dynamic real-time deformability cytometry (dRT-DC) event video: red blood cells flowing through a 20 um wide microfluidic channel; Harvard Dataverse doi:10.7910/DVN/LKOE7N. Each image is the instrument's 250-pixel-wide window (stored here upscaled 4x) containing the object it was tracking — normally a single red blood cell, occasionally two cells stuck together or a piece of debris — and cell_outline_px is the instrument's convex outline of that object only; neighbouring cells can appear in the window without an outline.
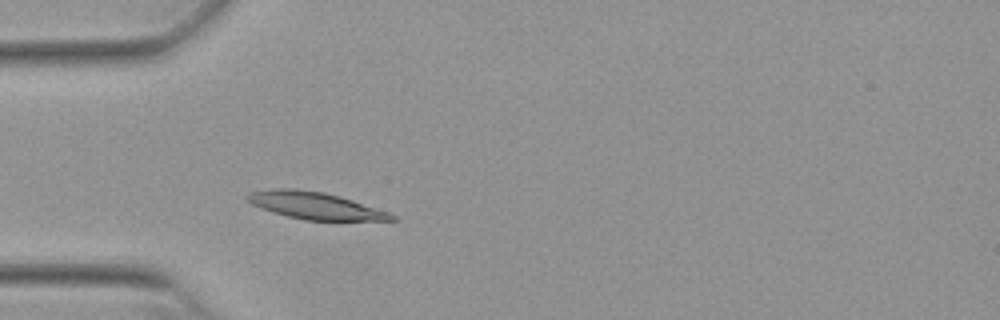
{"species": "Egyptian fruit bat (a non-hibernating species)", "species_latin": "Rousettus aegyptiacus", "temperature_condition": "warm", "stored_images_in_passage": 47, "camera_frame_rate_fps": 3000, "um_per_image_px": 0.085, "animal": {"sex": "female"}, "frame": {"image": 1, "passage_image": 10, "time_ms": 3.0, "image_size_px": [1000, 320], "cell_outline_px": [[400, 220], [304, 220], [272, 212], [260, 208], [244, 200], [244, 196], [248, 192], [272, 188], [292, 188], [324, 192], [340, 196], [388, 212], [396, 216]], "centroid_in_image_um": [26.71, 17.46], "position_along_channel_um": 58.3, "area_um2": 22.83}}
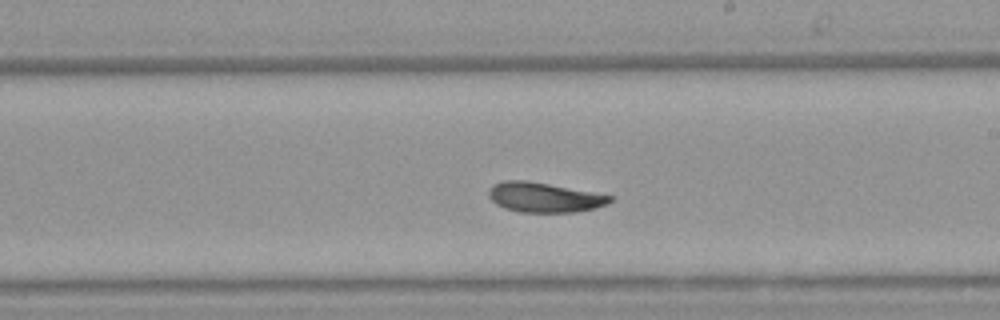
{"frame": {"image": 2, "passage_image": 25, "time_ms": 8.0, "image_size_px": [1000, 320], "cell_outline_px": [[612, 200], [608, 204], [596, 208], [576, 212], [520, 212], [504, 208], [496, 204], [488, 196], [488, 188], [492, 184], [504, 180], [528, 180], [612, 196]], "centroid_in_image_um": [46.21, 16.77], "position_along_channel_um": 242.8, "area_um2": 21.1}}
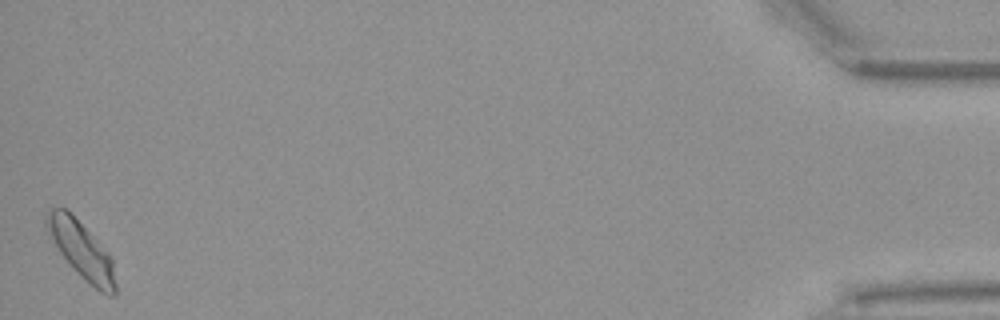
{"frame": {"image": 3, "passage_image": 47, "time_ms": 15.333, "image_size_px": [1000, 320], "cell_outline_px": [[116, 296], [108, 296], [100, 292], [76, 272], [72, 268], [48, 236], [44, 224], [44, 216], [52, 208], [64, 208], [108, 252], [112, 260], [116, 284]], "centroid_in_image_um": [6.9, 21.3], "position_along_channel_um": 428.3, "area_um2": 22.48}, "authors_computed_cell_mechanics": {"area_um2": 21.5594, "velocity_mm_per_s": 3.8061, "shape_relaxation_time_tau1_ms": 2.9375, "shape_relaxation_time_tau2_ms": 4.7374, "deformation_change_tau1": 0.1214, "deformation_change_tau2": 0.1001}}